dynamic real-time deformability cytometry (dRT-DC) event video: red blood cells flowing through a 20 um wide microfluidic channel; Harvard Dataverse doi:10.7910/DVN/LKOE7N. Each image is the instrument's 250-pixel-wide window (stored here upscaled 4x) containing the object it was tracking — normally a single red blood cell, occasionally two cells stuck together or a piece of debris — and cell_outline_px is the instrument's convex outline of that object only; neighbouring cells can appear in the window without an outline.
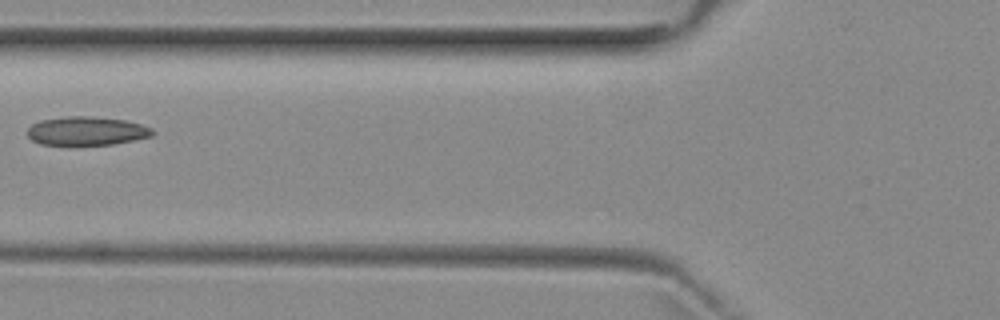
{"species": "common noctule bat (a hibernating species)", "species_latin": "Nyctalus noctula", "temperature_condition": "room temperature", "stored_images_in_passage": 7, "camera_frame_rate_fps": 3000, "um_per_image_px": 0.085, "animal": {"sex": "female", "body_mass_g": 29.2, "forearm_length_mm": 56.3}, "frame": {"image": 1, "passage_image": 6, "time_ms": 6.333, "image_size_px": [1000, 320], "cell_outline_px": [[156, 132], [152, 136], [112, 144], [40, 144], [32, 140], [28, 136], [28, 128], [32, 124], [40, 120], [68, 116], [88, 116], [124, 120], [140, 124], [152, 128]], "centroid_in_image_um": [7.36, 11.12], "position_along_channel_um": 118.4, "area_um2": 20.63}}
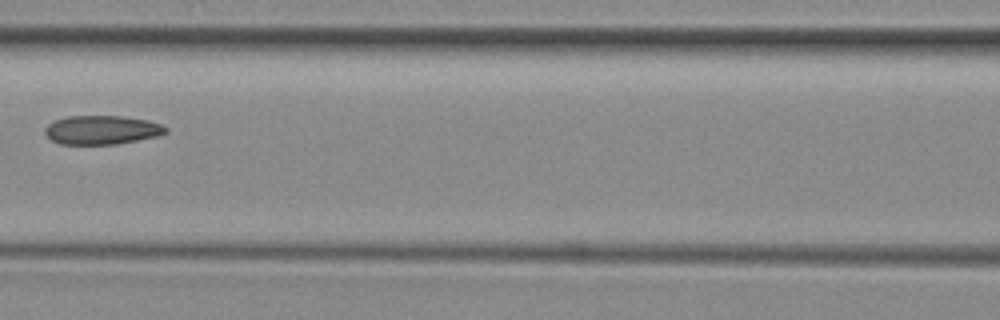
{"frame": {"image": 2, "passage_image": 7, "time_ms": 7.333, "image_size_px": [1000, 320], "cell_outline_px": [[168, 132], [160, 136], [116, 144], [60, 144], [52, 140], [44, 132], [44, 128], [48, 124], [56, 120], [68, 116], [120, 116], [148, 120], [160, 124], [168, 128]], "centroid_in_image_um": [8.68, 11.05], "position_along_channel_um": 157.9, "area_um2": 20.35}}